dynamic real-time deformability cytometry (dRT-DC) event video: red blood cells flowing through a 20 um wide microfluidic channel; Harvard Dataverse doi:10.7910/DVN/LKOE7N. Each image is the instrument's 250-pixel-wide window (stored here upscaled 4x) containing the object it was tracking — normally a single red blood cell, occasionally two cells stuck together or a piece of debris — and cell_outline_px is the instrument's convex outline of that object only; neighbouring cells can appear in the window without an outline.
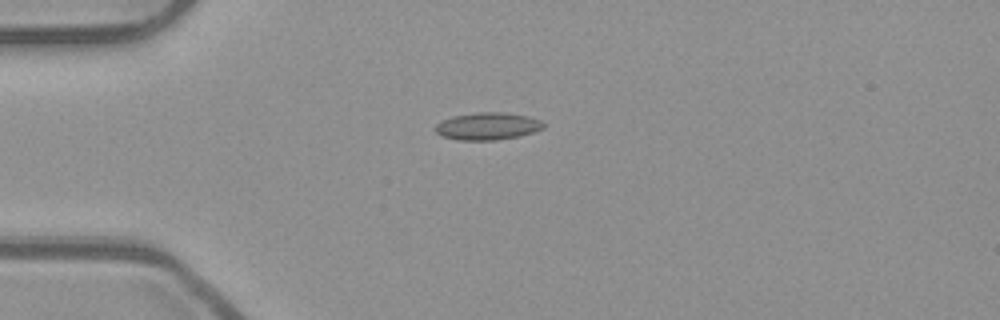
{"species": "common noctule bat (a hibernating species)", "species_latin": "Nyctalus noctula", "temperature_condition": "room temperature", "stored_images_in_passage": 35, "camera_frame_rate_fps": 3000, "um_per_image_px": 0.085, "animal": {"sex": "male", "body_mass_g": 23.1, "forearm_length_mm": 52.7}, "frame": {"image": 1, "passage_image": 1, "time_ms": 0.0, "image_size_px": [1000, 320], "cell_outline_px": [[544, 128], [520, 136], [496, 140], [460, 140], [444, 136], [436, 132], [436, 124], [444, 120], [456, 116], [480, 112], [504, 112], [528, 116], [540, 120], [544, 124]], "centroid_in_image_um": [41.49, 10.73], "position_along_channel_um": 43.5, "area_um2": 16.94}}
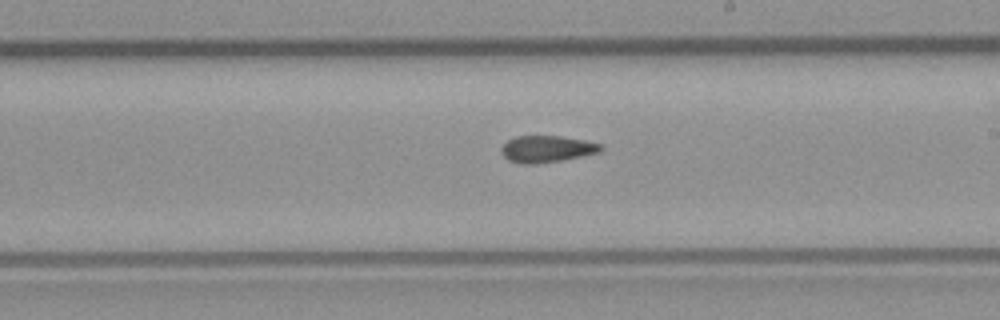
{"frame": {"image": 2, "passage_image": 18, "time_ms": 5.667, "image_size_px": [1000, 320], "cell_outline_px": [[604, 148], [600, 152], [560, 160], [536, 164], [520, 164], [508, 160], [504, 156], [500, 148], [508, 140], [516, 136], [560, 136], [584, 140], [600, 144]], "centroid_in_image_um": [46.45, 12.66], "position_along_channel_um": 242.5, "area_um2": 15.37}}
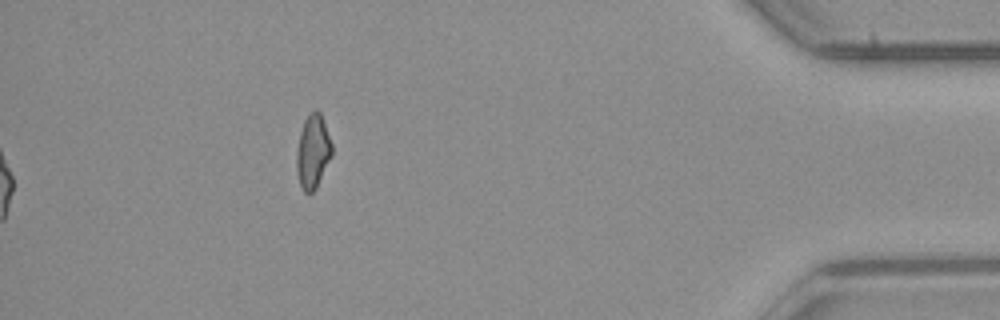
{"frame": {"image": 3, "passage_image": 35, "time_ms": 11.333, "image_size_px": [1000, 320], "cell_outline_px": [[332, 156], [316, 188], [312, 192], [304, 192], [300, 184], [296, 168], [296, 152], [300, 132], [304, 120], [316, 108], [320, 112], [332, 144]], "centroid_in_image_um": [26.59, 12.88], "position_along_channel_um": 408.6, "area_um2": 15.09}, "authors_computed_cell_mechanics": {"area_um2": 15.5482, "velocity_mm_per_s": 3.9079, "shape_relaxation_time_tau1_ms": null, "shape_relaxation_time_tau2_ms": 3.7925, "deformation_change_tau1": null, "deformation_change_tau2": 0.0943}}